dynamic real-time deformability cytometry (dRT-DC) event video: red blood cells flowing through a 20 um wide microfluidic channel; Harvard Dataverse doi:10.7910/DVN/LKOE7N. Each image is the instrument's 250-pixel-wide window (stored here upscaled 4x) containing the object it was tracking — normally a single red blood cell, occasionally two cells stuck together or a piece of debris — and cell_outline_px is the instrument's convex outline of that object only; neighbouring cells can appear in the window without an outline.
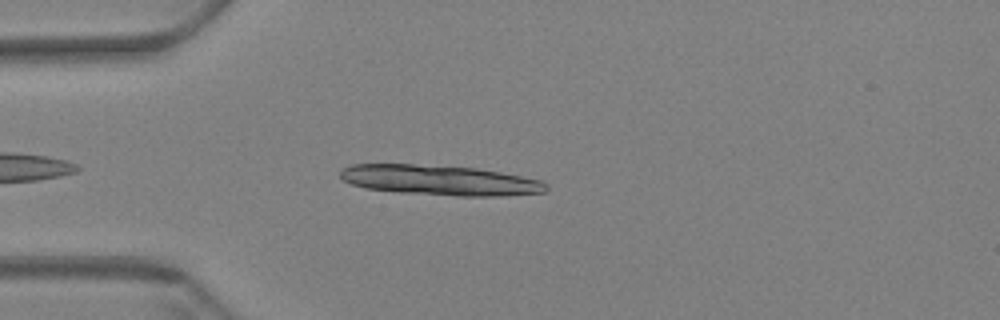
{"species": "Egyptian fruit bat (a non-hibernating species)", "species_latin": "Rousettus aegyptiacus", "temperature_condition": "warm", "stored_images_in_passage": 8, "camera_frame_rate_fps": 3000, "um_per_image_px": 0.085, "animal": {"sex": "female"}, "frame": {"image": 1, "passage_image": 5, "time_ms": 1.333, "image_size_px": [1000, 320], "cell_outline_px": [[548, 188], [544, 192], [500, 196], [456, 196], [400, 192], [364, 188], [352, 184], [344, 180], [340, 176], [340, 172], [344, 168], [352, 164], [412, 164], [476, 168], [500, 172], [540, 180], [548, 184]], "centroid_in_image_um": [37.39, 15.32], "position_along_channel_um": 47.6, "area_um2": 35.95}}